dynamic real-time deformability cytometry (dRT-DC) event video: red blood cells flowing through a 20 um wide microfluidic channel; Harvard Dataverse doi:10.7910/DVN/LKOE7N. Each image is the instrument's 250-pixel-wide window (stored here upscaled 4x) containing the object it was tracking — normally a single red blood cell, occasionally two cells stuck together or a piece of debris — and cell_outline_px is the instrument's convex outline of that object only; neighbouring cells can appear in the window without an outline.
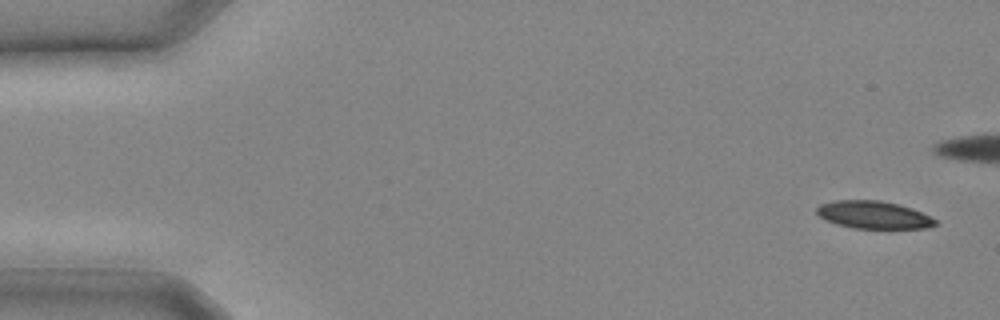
{"species": "common noctule bat (a hibernating species)", "species_latin": "Nyctalus noctula", "temperature_condition": "cold", "stored_images_in_passage": 24, "camera_frame_rate_fps": 3000, "um_per_image_px": 0.085, "animal": {"sex": "male", "body_mass_g": 20.4}, "frame": {"image": 1, "passage_image": 1, "time_ms": 0.0, "image_size_px": [1000, 320], "cell_outline_px": [[936, 224], [924, 228], [852, 228], [836, 224], [824, 220], [816, 212], [816, 208], [820, 204], [836, 200], [880, 200], [912, 208], [936, 220]], "centroid_in_image_um": [74.19, 18.26], "position_along_channel_um": 10.8, "area_um2": 18.9}}
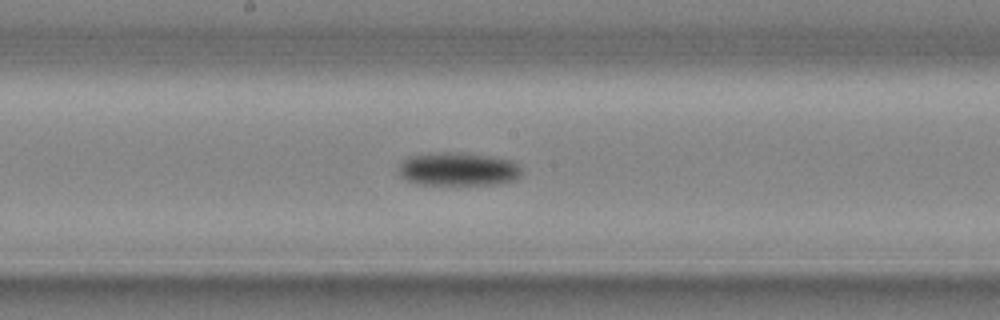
{"frame": {"image": 2, "passage_image": 14, "time_ms": 4.333, "image_size_px": [1000, 320], "cell_outline_px": [[520, 176], [516, 180], [496, 184], [416, 184], [400, 176], [400, 164], [408, 156], [440, 152], [464, 152], [492, 156], [512, 160], [520, 168]], "centroid_in_image_um": [38.96, 14.36], "position_along_channel_um": 209.2, "area_um2": 23.93}}
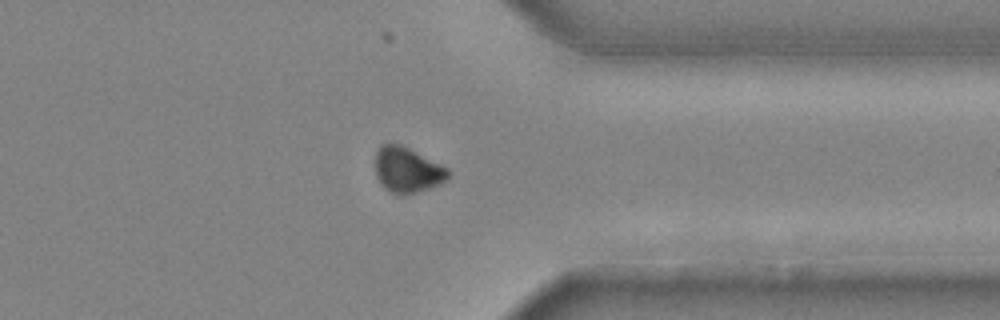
{"frame": {"image": 3, "passage_image": 21, "time_ms": 6.667, "image_size_px": [1000, 320], "cell_outline_px": [[452, 172], [448, 180], [440, 184], [416, 192], [392, 192], [384, 188], [380, 184], [376, 176], [376, 152], [380, 144], [400, 144], [448, 168]], "centroid_in_image_um": [34.64, 14.42], "position_along_channel_um": 376.8, "area_um2": 18.96}}